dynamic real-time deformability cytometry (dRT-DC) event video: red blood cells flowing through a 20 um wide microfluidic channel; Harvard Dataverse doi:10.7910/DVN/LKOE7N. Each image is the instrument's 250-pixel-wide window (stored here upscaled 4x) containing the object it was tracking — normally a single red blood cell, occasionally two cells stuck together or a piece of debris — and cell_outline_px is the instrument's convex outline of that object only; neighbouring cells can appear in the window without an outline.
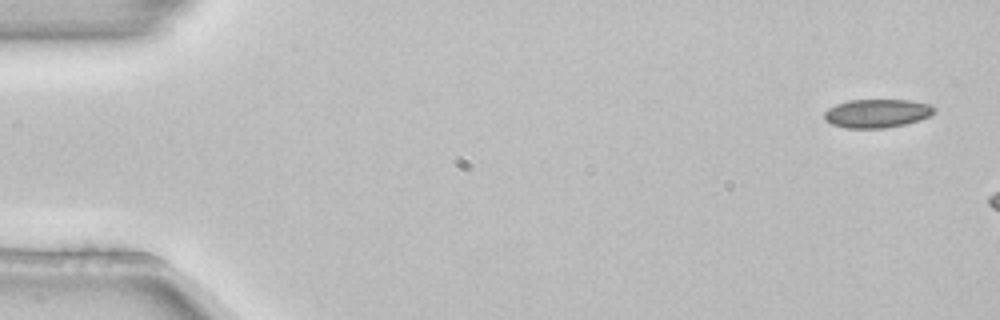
{"species": "common noctule bat (a hibernating species)", "species_latin": "Nyctalus noctula", "temperature_condition": "room temperature", "stored_images_in_passage": 3, "camera_frame_rate_fps": 3000, "um_per_image_px": 0.085, "animal": {"sex": "female", "body_mass_g": 22.7, "forearm_length_mm": 54.2}, "frame": {"image": 1, "passage_image": 1, "time_ms": 0.0, "image_size_px": [1000, 320], "cell_outline_px": [[936, 112], [920, 120], [904, 124], [884, 128], [848, 128], [832, 124], [824, 120], [824, 112], [828, 108], [836, 104], [848, 100], [912, 100], [928, 104], [936, 108]], "centroid_in_image_um": [74.54, 9.63], "position_along_channel_um": 10.5, "area_um2": 18.32}}